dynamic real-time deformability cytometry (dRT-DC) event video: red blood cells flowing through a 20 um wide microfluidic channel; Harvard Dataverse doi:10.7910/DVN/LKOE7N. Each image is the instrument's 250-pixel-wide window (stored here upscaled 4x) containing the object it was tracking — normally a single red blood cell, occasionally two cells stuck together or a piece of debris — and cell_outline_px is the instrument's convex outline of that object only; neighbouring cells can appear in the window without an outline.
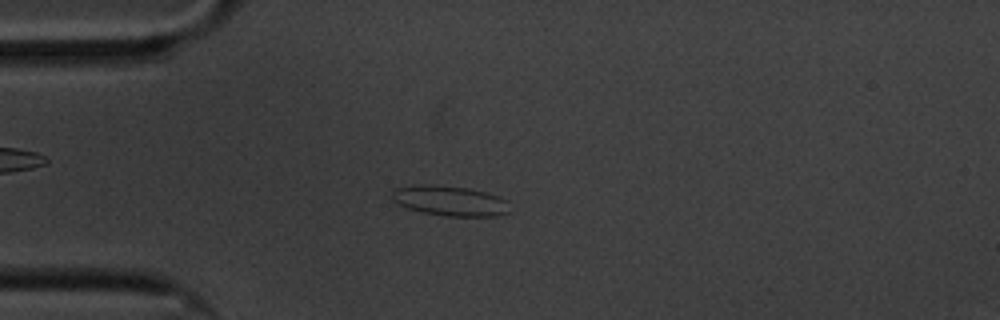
{"species": "common noctule bat (a hibernating species)", "species_latin": "Nyctalus noctula", "temperature_condition": "cold", "stored_images_in_passage": 58, "camera_frame_rate_fps": 3000, "um_per_image_px": 0.085, "animal": {"sex": "male", "body_mass_g": 20.1, "forearm_length_mm": 53.5}, "frame": {"image": 1, "passage_image": 14, "time_ms": 4.333, "image_size_px": [1000, 320], "cell_outline_px": [[508, 212], [500, 216], [444, 216], [420, 212], [396, 204], [392, 200], [392, 188], [420, 184], [428, 184], [468, 188], [500, 196], [508, 200]], "centroid_in_image_um": [38.21, 17.07], "position_along_channel_um": 46.8, "area_um2": 20.92}}
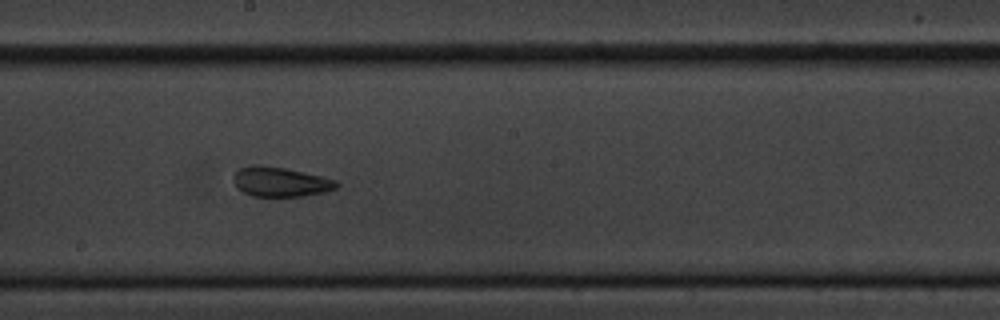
{"frame": {"image": 2, "passage_image": 31, "time_ms": 10.0, "image_size_px": [1000, 320], "cell_outline_px": [[340, 184], [336, 188], [324, 192], [304, 196], [252, 196], [236, 188], [232, 180], [232, 176], [240, 168], [252, 164], [260, 164], [284, 168], [320, 176], [336, 180]], "centroid_in_image_um": [23.79, 15.45], "position_along_channel_um": 224.4, "area_um2": 17.86}}
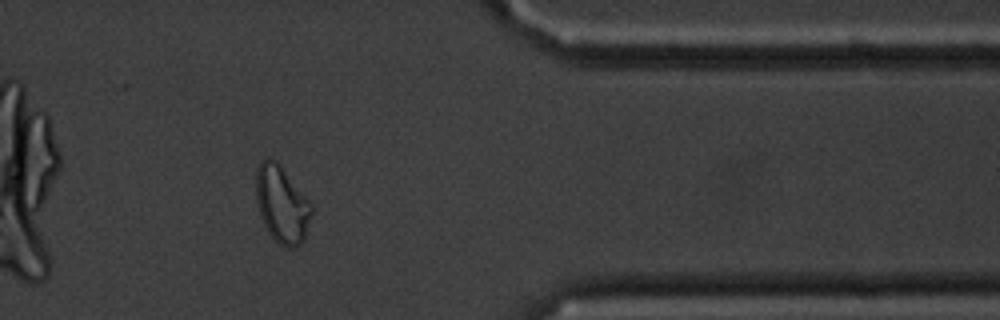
{"frame": {"image": 3, "passage_image": 47, "time_ms": 15.333, "image_size_px": [1000, 320], "cell_outline_px": [[312, 216], [304, 240], [296, 248], [284, 248], [268, 232], [260, 216], [256, 200], [256, 168], [268, 156], [276, 160], [280, 164], [312, 204]], "centroid_in_image_um": [23.96, 17.38], "position_along_channel_um": 387.4, "area_um2": 25.09}, "authors_computed_cell_mechanics": {"area_um2": 20.3745, "velocity_mm_per_s": 3.3872, "shape_relaxation_time_tau1_ms": null, "shape_relaxation_time_tau2_ms": 2.4933, "deformation_change_tau1": null, "deformation_change_tau2": 0.0933}}